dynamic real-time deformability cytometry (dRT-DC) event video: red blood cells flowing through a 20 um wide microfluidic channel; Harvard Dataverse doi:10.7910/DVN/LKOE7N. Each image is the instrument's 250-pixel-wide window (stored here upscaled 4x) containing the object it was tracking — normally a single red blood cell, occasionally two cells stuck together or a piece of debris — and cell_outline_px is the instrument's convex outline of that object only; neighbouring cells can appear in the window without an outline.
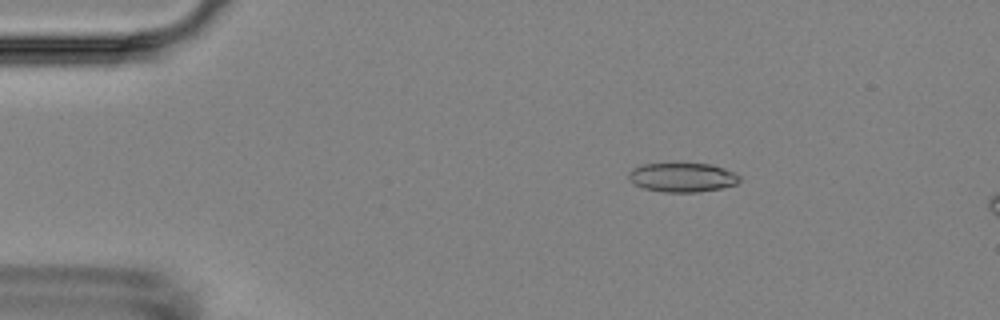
{"species": "Egyptian fruit bat (a non-hibernating species)", "species_latin": "Rousettus aegyptiacus", "temperature_condition": "room temperature", "stored_images_in_passage": 3, "camera_frame_rate_fps": 3000, "um_per_image_px": 0.085, "animal": {"sex": "female"}, "frame": {"image": 1, "passage_image": 2, "time_ms": 1.0, "image_size_px": [1000, 320], "cell_outline_px": [[740, 180], [736, 184], [720, 188], [696, 192], [664, 192], [644, 188], [628, 180], [628, 172], [632, 168], [644, 164], [708, 164], [724, 168], [736, 172], [740, 176]], "centroid_in_image_um": [58.0, 15.08], "position_along_channel_um": 27.0, "area_um2": 18.73}}